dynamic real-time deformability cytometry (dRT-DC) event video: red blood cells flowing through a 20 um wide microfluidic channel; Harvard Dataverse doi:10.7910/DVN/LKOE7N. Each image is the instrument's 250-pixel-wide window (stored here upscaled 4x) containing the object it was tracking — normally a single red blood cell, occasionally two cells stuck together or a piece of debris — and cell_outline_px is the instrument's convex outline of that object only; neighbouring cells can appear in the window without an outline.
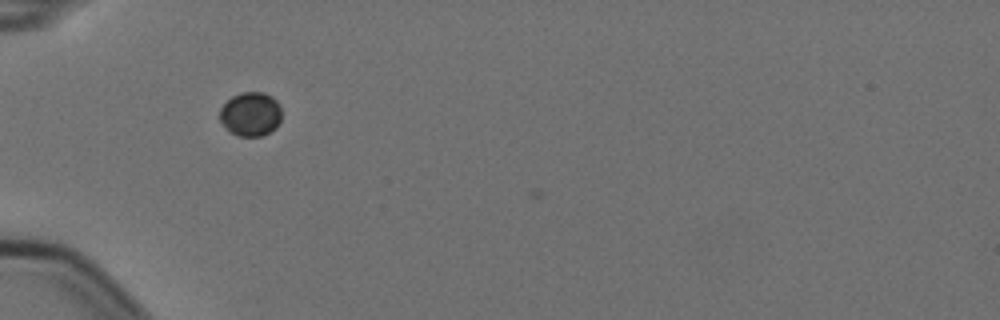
{"species": "Egyptian fruit bat (a non-hibernating species)", "species_latin": "Rousettus aegyptiacus", "temperature_condition": "cold", "stored_images_in_passage": 3, "camera_frame_rate_fps": 3000, "um_per_image_px": 0.085, "animal": {"sex": "female"}, "frame": {"image": 1, "passage_image": 2, "time_ms": 0.333, "image_size_px": [1000, 320], "cell_outline_px": [[280, 120], [276, 128], [260, 136], [236, 136], [220, 120], [220, 108], [232, 96], [240, 92], [264, 92], [272, 96], [280, 104]], "centroid_in_image_um": [21.32, 9.68], "position_along_channel_um": 63.7, "area_um2": 15.78}}